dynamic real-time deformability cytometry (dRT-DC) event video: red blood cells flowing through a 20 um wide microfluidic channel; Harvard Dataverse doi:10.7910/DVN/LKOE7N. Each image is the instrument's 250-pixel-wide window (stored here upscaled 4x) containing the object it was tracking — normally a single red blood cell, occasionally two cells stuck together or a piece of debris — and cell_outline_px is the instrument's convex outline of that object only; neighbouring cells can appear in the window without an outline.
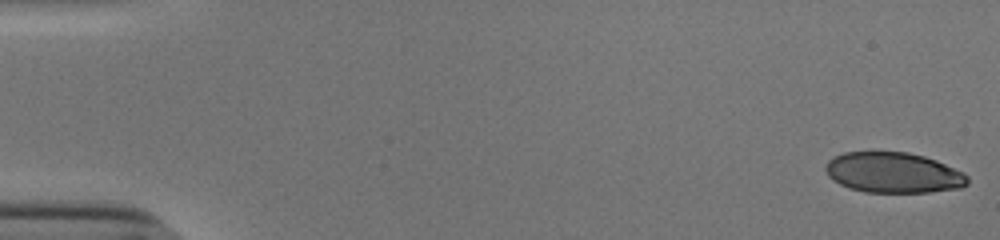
{"species": "human", "species_latin": "Homo sapiens", "temperature_condition": "cold", "stored_images_in_passage": 53, "camera_frame_rate_fps": 3000, "um_per_image_px": 0.085, "donor": {"sex": "male"}, "frame": {"image": 1, "passage_image": 1, "time_ms": 0.0, "image_size_px": [1000, 240], "cell_outline_px": [[968, 184], [960, 188], [928, 192], [864, 192], [848, 188], [832, 180], [828, 176], [824, 168], [828, 160], [832, 156], [844, 152], [908, 152], [924, 156], [936, 160], [964, 172], [968, 176]], "centroid_in_image_um": [75.91, 14.67], "position_along_channel_um": 9.1, "area_um2": 33.76}}
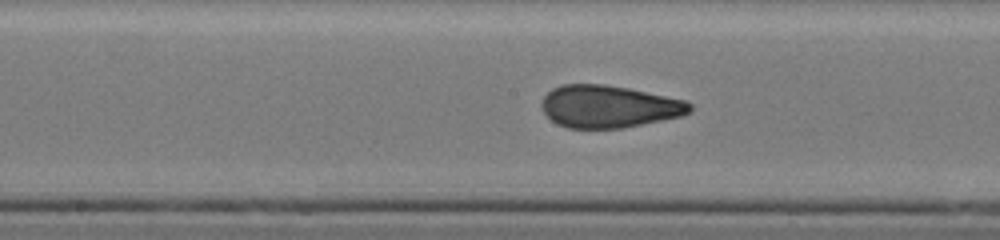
{"frame": {"image": 2, "passage_image": 28, "time_ms": 9.0, "image_size_px": [1000, 240], "cell_outline_px": [[692, 108], [688, 112], [680, 116], [620, 128], [568, 128], [556, 124], [544, 112], [540, 104], [544, 96], [552, 88], [564, 84], [604, 84], [628, 88], [684, 100], [692, 104]], "centroid_in_image_um": [51.7, 9.04], "position_along_channel_um": 196.5, "area_um2": 36.24}}
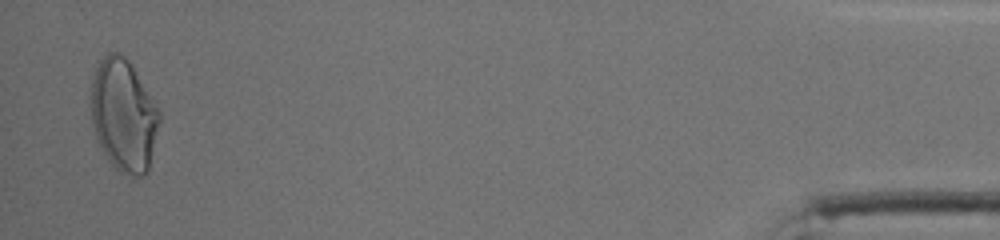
{"frame": {"image": 3, "passage_image": 52, "time_ms": 17.0, "image_size_px": [1000, 240], "cell_outline_px": [[160, 120], [148, 172], [144, 176], [132, 176], [120, 172], [108, 160], [96, 136], [92, 124], [92, 76], [96, 60], [108, 52], [116, 52], [124, 56], [128, 60], [160, 112]], "centroid_in_image_um": [10.49, 9.78], "position_along_channel_um": 424.7, "area_um2": 44.51}, "authors_computed_cell_mechanics": {"area_um2": 36.6452, "velocity_mm_per_s": 3.8631, "shape_relaxation_time_tau1_ms": null, "shape_relaxation_time_tau2_ms": 0.8877, "deformation_change_tau1": null, "deformation_change_tau2": 0.0693}}